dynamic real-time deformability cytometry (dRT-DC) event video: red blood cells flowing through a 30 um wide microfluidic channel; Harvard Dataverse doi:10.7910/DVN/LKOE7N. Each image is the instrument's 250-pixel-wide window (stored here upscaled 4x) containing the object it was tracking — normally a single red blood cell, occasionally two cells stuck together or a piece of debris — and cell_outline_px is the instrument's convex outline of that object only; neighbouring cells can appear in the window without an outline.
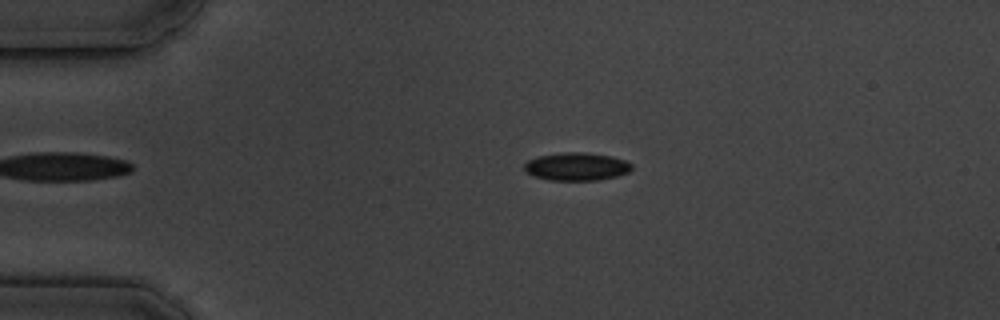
{"species": "common noctule bat (a hibernating species)", "species_latin": "Nyctalus noctula", "temperature_condition": "cold", "stored_images_in_passage": 3, "camera_frame_rate_fps": 3000, "um_per_image_px": 0.085, "animal": {"sex": "male", "body_mass_g": 19.5, "forearm_length_mm": 54.6}, "frame": {"image": 1, "passage_image": 3, "time_ms": 2.333, "image_size_px": [1000, 320], "cell_outline_px": [[632, 168], [628, 172], [616, 176], [600, 180], [548, 180], [532, 176], [524, 172], [524, 164], [528, 160], [536, 156], [564, 152], [584, 152], [612, 156], [624, 160], [632, 164]], "centroid_in_image_um": [48.96, 14.16], "position_along_channel_um": 36.0, "area_um2": 17.69}}